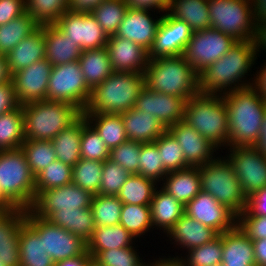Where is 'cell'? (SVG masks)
I'll return each instance as SVG.
<instances>
[{
    "label": "cell",
    "instance_id": "obj_1",
    "mask_svg": "<svg viewBox=\"0 0 266 266\" xmlns=\"http://www.w3.org/2000/svg\"><path fill=\"white\" fill-rule=\"evenodd\" d=\"M256 58L253 39L237 41L219 60L199 74L200 93L223 95L251 86L243 78L250 72Z\"/></svg>",
    "mask_w": 266,
    "mask_h": 266
},
{
    "label": "cell",
    "instance_id": "obj_2",
    "mask_svg": "<svg viewBox=\"0 0 266 266\" xmlns=\"http://www.w3.org/2000/svg\"><path fill=\"white\" fill-rule=\"evenodd\" d=\"M222 96L228 115V147L255 146L260 138L266 102L252 86Z\"/></svg>",
    "mask_w": 266,
    "mask_h": 266
},
{
    "label": "cell",
    "instance_id": "obj_3",
    "mask_svg": "<svg viewBox=\"0 0 266 266\" xmlns=\"http://www.w3.org/2000/svg\"><path fill=\"white\" fill-rule=\"evenodd\" d=\"M144 78L148 89L186 101L200 93L199 74L182 55L149 60Z\"/></svg>",
    "mask_w": 266,
    "mask_h": 266
},
{
    "label": "cell",
    "instance_id": "obj_4",
    "mask_svg": "<svg viewBox=\"0 0 266 266\" xmlns=\"http://www.w3.org/2000/svg\"><path fill=\"white\" fill-rule=\"evenodd\" d=\"M144 87V73L113 72L91 90L82 114H122L134 107Z\"/></svg>",
    "mask_w": 266,
    "mask_h": 266
},
{
    "label": "cell",
    "instance_id": "obj_5",
    "mask_svg": "<svg viewBox=\"0 0 266 266\" xmlns=\"http://www.w3.org/2000/svg\"><path fill=\"white\" fill-rule=\"evenodd\" d=\"M184 122L217 149L228 146V115L222 95L199 93L191 97L186 101Z\"/></svg>",
    "mask_w": 266,
    "mask_h": 266
},
{
    "label": "cell",
    "instance_id": "obj_6",
    "mask_svg": "<svg viewBox=\"0 0 266 266\" xmlns=\"http://www.w3.org/2000/svg\"><path fill=\"white\" fill-rule=\"evenodd\" d=\"M21 106L25 140L51 141L82 115L77 107L61 101L43 100Z\"/></svg>",
    "mask_w": 266,
    "mask_h": 266
},
{
    "label": "cell",
    "instance_id": "obj_7",
    "mask_svg": "<svg viewBox=\"0 0 266 266\" xmlns=\"http://www.w3.org/2000/svg\"><path fill=\"white\" fill-rule=\"evenodd\" d=\"M0 186L15 207L30 209L35 200V176L21 148L0 151Z\"/></svg>",
    "mask_w": 266,
    "mask_h": 266
},
{
    "label": "cell",
    "instance_id": "obj_8",
    "mask_svg": "<svg viewBox=\"0 0 266 266\" xmlns=\"http://www.w3.org/2000/svg\"><path fill=\"white\" fill-rule=\"evenodd\" d=\"M222 156L199 167L201 190L212 195L237 217L245 210L247 196L232 165Z\"/></svg>",
    "mask_w": 266,
    "mask_h": 266
},
{
    "label": "cell",
    "instance_id": "obj_9",
    "mask_svg": "<svg viewBox=\"0 0 266 266\" xmlns=\"http://www.w3.org/2000/svg\"><path fill=\"white\" fill-rule=\"evenodd\" d=\"M210 28L231 36L236 41L254 38V21L251 0H208Z\"/></svg>",
    "mask_w": 266,
    "mask_h": 266
},
{
    "label": "cell",
    "instance_id": "obj_10",
    "mask_svg": "<svg viewBox=\"0 0 266 266\" xmlns=\"http://www.w3.org/2000/svg\"><path fill=\"white\" fill-rule=\"evenodd\" d=\"M91 90L85 83L79 61L55 65L47 88V100L72 104L81 112L85 109Z\"/></svg>",
    "mask_w": 266,
    "mask_h": 266
},
{
    "label": "cell",
    "instance_id": "obj_11",
    "mask_svg": "<svg viewBox=\"0 0 266 266\" xmlns=\"http://www.w3.org/2000/svg\"><path fill=\"white\" fill-rule=\"evenodd\" d=\"M25 221L42 237L44 251L54 262L83 254L87 242L46 218L27 211Z\"/></svg>",
    "mask_w": 266,
    "mask_h": 266
},
{
    "label": "cell",
    "instance_id": "obj_12",
    "mask_svg": "<svg viewBox=\"0 0 266 266\" xmlns=\"http://www.w3.org/2000/svg\"><path fill=\"white\" fill-rule=\"evenodd\" d=\"M231 36L212 28L193 31L182 56L200 74L236 43Z\"/></svg>",
    "mask_w": 266,
    "mask_h": 266
},
{
    "label": "cell",
    "instance_id": "obj_13",
    "mask_svg": "<svg viewBox=\"0 0 266 266\" xmlns=\"http://www.w3.org/2000/svg\"><path fill=\"white\" fill-rule=\"evenodd\" d=\"M226 156L232 165L244 194L248 197L257 190L266 187V156L255 146H237L228 148Z\"/></svg>",
    "mask_w": 266,
    "mask_h": 266
},
{
    "label": "cell",
    "instance_id": "obj_14",
    "mask_svg": "<svg viewBox=\"0 0 266 266\" xmlns=\"http://www.w3.org/2000/svg\"><path fill=\"white\" fill-rule=\"evenodd\" d=\"M93 194L74 183L39 192L30 207V211L42 218H47L55 211H78L91 208Z\"/></svg>",
    "mask_w": 266,
    "mask_h": 266
},
{
    "label": "cell",
    "instance_id": "obj_15",
    "mask_svg": "<svg viewBox=\"0 0 266 266\" xmlns=\"http://www.w3.org/2000/svg\"><path fill=\"white\" fill-rule=\"evenodd\" d=\"M54 24L82 50L99 49L107 44L109 36L91 13L67 11Z\"/></svg>",
    "mask_w": 266,
    "mask_h": 266
},
{
    "label": "cell",
    "instance_id": "obj_16",
    "mask_svg": "<svg viewBox=\"0 0 266 266\" xmlns=\"http://www.w3.org/2000/svg\"><path fill=\"white\" fill-rule=\"evenodd\" d=\"M53 66L47 59L11 75L15 97L19 105L47 100V88Z\"/></svg>",
    "mask_w": 266,
    "mask_h": 266
},
{
    "label": "cell",
    "instance_id": "obj_17",
    "mask_svg": "<svg viewBox=\"0 0 266 266\" xmlns=\"http://www.w3.org/2000/svg\"><path fill=\"white\" fill-rule=\"evenodd\" d=\"M192 35L193 30L189 24L166 12L162 15L154 43L149 50V60L182 55Z\"/></svg>",
    "mask_w": 266,
    "mask_h": 266
},
{
    "label": "cell",
    "instance_id": "obj_18",
    "mask_svg": "<svg viewBox=\"0 0 266 266\" xmlns=\"http://www.w3.org/2000/svg\"><path fill=\"white\" fill-rule=\"evenodd\" d=\"M185 214L219 234L237 225V216L212 195L202 190L185 205Z\"/></svg>",
    "mask_w": 266,
    "mask_h": 266
},
{
    "label": "cell",
    "instance_id": "obj_19",
    "mask_svg": "<svg viewBox=\"0 0 266 266\" xmlns=\"http://www.w3.org/2000/svg\"><path fill=\"white\" fill-rule=\"evenodd\" d=\"M185 105L184 98L155 92L145 86L133 108L155 116L168 128L184 121Z\"/></svg>",
    "mask_w": 266,
    "mask_h": 266
},
{
    "label": "cell",
    "instance_id": "obj_20",
    "mask_svg": "<svg viewBox=\"0 0 266 266\" xmlns=\"http://www.w3.org/2000/svg\"><path fill=\"white\" fill-rule=\"evenodd\" d=\"M107 49L114 72L144 73L149 62V51L126 38L108 37Z\"/></svg>",
    "mask_w": 266,
    "mask_h": 266
},
{
    "label": "cell",
    "instance_id": "obj_21",
    "mask_svg": "<svg viewBox=\"0 0 266 266\" xmlns=\"http://www.w3.org/2000/svg\"><path fill=\"white\" fill-rule=\"evenodd\" d=\"M182 148L186 163L190 167H201L215 159L218 150L186 122L180 121L167 128Z\"/></svg>",
    "mask_w": 266,
    "mask_h": 266
},
{
    "label": "cell",
    "instance_id": "obj_22",
    "mask_svg": "<svg viewBox=\"0 0 266 266\" xmlns=\"http://www.w3.org/2000/svg\"><path fill=\"white\" fill-rule=\"evenodd\" d=\"M149 10L127 9L116 36L126 38L150 50L162 19H153Z\"/></svg>",
    "mask_w": 266,
    "mask_h": 266
},
{
    "label": "cell",
    "instance_id": "obj_23",
    "mask_svg": "<svg viewBox=\"0 0 266 266\" xmlns=\"http://www.w3.org/2000/svg\"><path fill=\"white\" fill-rule=\"evenodd\" d=\"M27 209L0 211V259L6 266H20L19 233Z\"/></svg>",
    "mask_w": 266,
    "mask_h": 266
},
{
    "label": "cell",
    "instance_id": "obj_24",
    "mask_svg": "<svg viewBox=\"0 0 266 266\" xmlns=\"http://www.w3.org/2000/svg\"><path fill=\"white\" fill-rule=\"evenodd\" d=\"M166 234L169 239L172 238L170 241L175 240L172 243L180 245V248L187 251L212 242L219 236L217 231L206 227L204 224L187 216L185 213Z\"/></svg>",
    "mask_w": 266,
    "mask_h": 266
},
{
    "label": "cell",
    "instance_id": "obj_25",
    "mask_svg": "<svg viewBox=\"0 0 266 266\" xmlns=\"http://www.w3.org/2000/svg\"><path fill=\"white\" fill-rule=\"evenodd\" d=\"M222 266H256L252 240L236 225L222 233Z\"/></svg>",
    "mask_w": 266,
    "mask_h": 266
},
{
    "label": "cell",
    "instance_id": "obj_26",
    "mask_svg": "<svg viewBox=\"0 0 266 266\" xmlns=\"http://www.w3.org/2000/svg\"><path fill=\"white\" fill-rule=\"evenodd\" d=\"M45 49L43 25H40L6 55L9 74L12 75L36 61L45 59Z\"/></svg>",
    "mask_w": 266,
    "mask_h": 266
},
{
    "label": "cell",
    "instance_id": "obj_27",
    "mask_svg": "<svg viewBox=\"0 0 266 266\" xmlns=\"http://www.w3.org/2000/svg\"><path fill=\"white\" fill-rule=\"evenodd\" d=\"M45 38V59L52 66L79 61L82 49L55 24H43Z\"/></svg>",
    "mask_w": 266,
    "mask_h": 266
},
{
    "label": "cell",
    "instance_id": "obj_28",
    "mask_svg": "<svg viewBox=\"0 0 266 266\" xmlns=\"http://www.w3.org/2000/svg\"><path fill=\"white\" fill-rule=\"evenodd\" d=\"M121 117L130 141L151 143L167 130L155 116L134 108L122 113Z\"/></svg>",
    "mask_w": 266,
    "mask_h": 266
},
{
    "label": "cell",
    "instance_id": "obj_29",
    "mask_svg": "<svg viewBox=\"0 0 266 266\" xmlns=\"http://www.w3.org/2000/svg\"><path fill=\"white\" fill-rule=\"evenodd\" d=\"M162 188L184 206L201 191L199 167L168 172Z\"/></svg>",
    "mask_w": 266,
    "mask_h": 266
},
{
    "label": "cell",
    "instance_id": "obj_30",
    "mask_svg": "<svg viewBox=\"0 0 266 266\" xmlns=\"http://www.w3.org/2000/svg\"><path fill=\"white\" fill-rule=\"evenodd\" d=\"M150 210L153 228H160L167 233L185 213V206L161 188L155 190Z\"/></svg>",
    "mask_w": 266,
    "mask_h": 266
},
{
    "label": "cell",
    "instance_id": "obj_31",
    "mask_svg": "<svg viewBox=\"0 0 266 266\" xmlns=\"http://www.w3.org/2000/svg\"><path fill=\"white\" fill-rule=\"evenodd\" d=\"M86 121L82 114L73 124L63 129L51 140L56 158L71 167L81 159L82 125Z\"/></svg>",
    "mask_w": 266,
    "mask_h": 266
},
{
    "label": "cell",
    "instance_id": "obj_32",
    "mask_svg": "<svg viewBox=\"0 0 266 266\" xmlns=\"http://www.w3.org/2000/svg\"><path fill=\"white\" fill-rule=\"evenodd\" d=\"M167 13L189 24L193 31L211 26L208 0H169Z\"/></svg>",
    "mask_w": 266,
    "mask_h": 266
},
{
    "label": "cell",
    "instance_id": "obj_33",
    "mask_svg": "<svg viewBox=\"0 0 266 266\" xmlns=\"http://www.w3.org/2000/svg\"><path fill=\"white\" fill-rule=\"evenodd\" d=\"M79 65L90 90L101 84L114 71L105 47L82 50Z\"/></svg>",
    "mask_w": 266,
    "mask_h": 266
},
{
    "label": "cell",
    "instance_id": "obj_34",
    "mask_svg": "<svg viewBox=\"0 0 266 266\" xmlns=\"http://www.w3.org/2000/svg\"><path fill=\"white\" fill-rule=\"evenodd\" d=\"M134 238L122 225L95 227L87 241V252L93 259L100 251L132 247Z\"/></svg>",
    "mask_w": 266,
    "mask_h": 266
},
{
    "label": "cell",
    "instance_id": "obj_35",
    "mask_svg": "<svg viewBox=\"0 0 266 266\" xmlns=\"http://www.w3.org/2000/svg\"><path fill=\"white\" fill-rule=\"evenodd\" d=\"M20 266H54L44 251L42 237L25 221L19 233Z\"/></svg>",
    "mask_w": 266,
    "mask_h": 266
},
{
    "label": "cell",
    "instance_id": "obj_36",
    "mask_svg": "<svg viewBox=\"0 0 266 266\" xmlns=\"http://www.w3.org/2000/svg\"><path fill=\"white\" fill-rule=\"evenodd\" d=\"M46 219L72 234L80 236L86 242L91 238L95 229L91 208H82L78 211H55Z\"/></svg>",
    "mask_w": 266,
    "mask_h": 266
},
{
    "label": "cell",
    "instance_id": "obj_37",
    "mask_svg": "<svg viewBox=\"0 0 266 266\" xmlns=\"http://www.w3.org/2000/svg\"><path fill=\"white\" fill-rule=\"evenodd\" d=\"M109 150L128 140L121 114H83Z\"/></svg>",
    "mask_w": 266,
    "mask_h": 266
},
{
    "label": "cell",
    "instance_id": "obj_38",
    "mask_svg": "<svg viewBox=\"0 0 266 266\" xmlns=\"http://www.w3.org/2000/svg\"><path fill=\"white\" fill-rule=\"evenodd\" d=\"M40 25L25 12L19 17L0 26V55H7L15 46Z\"/></svg>",
    "mask_w": 266,
    "mask_h": 266
},
{
    "label": "cell",
    "instance_id": "obj_39",
    "mask_svg": "<svg viewBox=\"0 0 266 266\" xmlns=\"http://www.w3.org/2000/svg\"><path fill=\"white\" fill-rule=\"evenodd\" d=\"M157 189L154 180L139 174H130L116 196L123 204L150 205Z\"/></svg>",
    "mask_w": 266,
    "mask_h": 266
},
{
    "label": "cell",
    "instance_id": "obj_40",
    "mask_svg": "<svg viewBox=\"0 0 266 266\" xmlns=\"http://www.w3.org/2000/svg\"><path fill=\"white\" fill-rule=\"evenodd\" d=\"M25 141L22 106L0 115V151L21 148Z\"/></svg>",
    "mask_w": 266,
    "mask_h": 266
},
{
    "label": "cell",
    "instance_id": "obj_41",
    "mask_svg": "<svg viewBox=\"0 0 266 266\" xmlns=\"http://www.w3.org/2000/svg\"><path fill=\"white\" fill-rule=\"evenodd\" d=\"M119 224L134 238H140L153 227L150 205L123 204Z\"/></svg>",
    "mask_w": 266,
    "mask_h": 266
},
{
    "label": "cell",
    "instance_id": "obj_42",
    "mask_svg": "<svg viewBox=\"0 0 266 266\" xmlns=\"http://www.w3.org/2000/svg\"><path fill=\"white\" fill-rule=\"evenodd\" d=\"M128 9L125 0H105L91 11L103 31L112 36L118 31Z\"/></svg>",
    "mask_w": 266,
    "mask_h": 266
},
{
    "label": "cell",
    "instance_id": "obj_43",
    "mask_svg": "<svg viewBox=\"0 0 266 266\" xmlns=\"http://www.w3.org/2000/svg\"><path fill=\"white\" fill-rule=\"evenodd\" d=\"M122 205L117 196L94 194L91 209L95 227L119 224Z\"/></svg>",
    "mask_w": 266,
    "mask_h": 266
},
{
    "label": "cell",
    "instance_id": "obj_44",
    "mask_svg": "<svg viewBox=\"0 0 266 266\" xmlns=\"http://www.w3.org/2000/svg\"><path fill=\"white\" fill-rule=\"evenodd\" d=\"M72 183V167L54 160L35 176V196L42 191Z\"/></svg>",
    "mask_w": 266,
    "mask_h": 266
},
{
    "label": "cell",
    "instance_id": "obj_45",
    "mask_svg": "<svg viewBox=\"0 0 266 266\" xmlns=\"http://www.w3.org/2000/svg\"><path fill=\"white\" fill-rule=\"evenodd\" d=\"M102 170L103 162L81 158L72 167V183L93 195L99 194Z\"/></svg>",
    "mask_w": 266,
    "mask_h": 266
},
{
    "label": "cell",
    "instance_id": "obj_46",
    "mask_svg": "<svg viewBox=\"0 0 266 266\" xmlns=\"http://www.w3.org/2000/svg\"><path fill=\"white\" fill-rule=\"evenodd\" d=\"M21 149L34 176L57 160L52 142L48 140H25Z\"/></svg>",
    "mask_w": 266,
    "mask_h": 266
},
{
    "label": "cell",
    "instance_id": "obj_47",
    "mask_svg": "<svg viewBox=\"0 0 266 266\" xmlns=\"http://www.w3.org/2000/svg\"><path fill=\"white\" fill-rule=\"evenodd\" d=\"M188 255L173 257L178 259L183 266H214L222 262V234L212 242L195 247L187 251ZM187 257V258H186Z\"/></svg>",
    "mask_w": 266,
    "mask_h": 266
},
{
    "label": "cell",
    "instance_id": "obj_48",
    "mask_svg": "<svg viewBox=\"0 0 266 266\" xmlns=\"http://www.w3.org/2000/svg\"><path fill=\"white\" fill-rule=\"evenodd\" d=\"M26 12L39 24H54L69 11V0H25Z\"/></svg>",
    "mask_w": 266,
    "mask_h": 266
},
{
    "label": "cell",
    "instance_id": "obj_49",
    "mask_svg": "<svg viewBox=\"0 0 266 266\" xmlns=\"http://www.w3.org/2000/svg\"><path fill=\"white\" fill-rule=\"evenodd\" d=\"M154 143L158 147L161 162L168 172L184 170L190 167L186 163L182 148L168 130L159 136Z\"/></svg>",
    "mask_w": 266,
    "mask_h": 266
},
{
    "label": "cell",
    "instance_id": "obj_50",
    "mask_svg": "<svg viewBox=\"0 0 266 266\" xmlns=\"http://www.w3.org/2000/svg\"><path fill=\"white\" fill-rule=\"evenodd\" d=\"M139 160V175L152 179L156 183H161L168 174L161 162L158 147L154 142L141 144Z\"/></svg>",
    "mask_w": 266,
    "mask_h": 266
},
{
    "label": "cell",
    "instance_id": "obj_51",
    "mask_svg": "<svg viewBox=\"0 0 266 266\" xmlns=\"http://www.w3.org/2000/svg\"><path fill=\"white\" fill-rule=\"evenodd\" d=\"M81 158L104 162L110 157V150L96 130L86 121L82 125Z\"/></svg>",
    "mask_w": 266,
    "mask_h": 266
},
{
    "label": "cell",
    "instance_id": "obj_52",
    "mask_svg": "<svg viewBox=\"0 0 266 266\" xmlns=\"http://www.w3.org/2000/svg\"><path fill=\"white\" fill-rule=\"evenodd\" d=\"M134 247H123L100 251L92 260L99 266H143Z\"/></svg>",
    "mask_w": 266,
    "mask_h": 266
},
{
    "label": "cell",
    "instance_id": "obj_53",
    "mask_svg": "<svg viewBox=\"0 0 266 266\" xmlns=\"http://www.w3.org/2000/svg\"><path fill=\"white\" fill-rule=\"evenodd\" d=\"M141 144L138 141L127 140L110 150L109 159L119 164L130 174H138Z\"/></svg>",
    "mask_w": 266,
    "mask_h": 266
},
{
    "label": "cell",
    "instance_id": "obj_54",
    "mask_svg": "<svg viewBox=\"0 0 266 266\" xmlns=\"http://www.w3.org/2000/svg\"><path fill=\"white\" fill-rule=\"evenodd\" d=\"M130 173L119 164L107 159L103 162L99 194L116 196Z\"/></svg>",
    "mask_w": 266,
    "mask_h": 266
},
{
    "label": "cell",
    "instance_id": "obj_55",
    "mask_svg": "<svg viewBox=\"0 0 266 266\" xmlns=\"http://www.w3.org/2000/svg\"><path fill=\"white\" fill-rule=\"evenodd\" d=\"M237 225L251 240L266 238L265 216H238Z\"/></svg>",
    "mask_w": 266,
    "mask_h": 266
},
{
    "label": "cell",
    "instance_id": "obj_56",
    "mask_svg": "<svg viewBox=\"0 0 266 266\" xmlns=\"http://www.w3.org/2000/svg\"><path fill=\"white\" fill-rule=\"evenodd\" d=\"M239 216L266 217V187L247 197L246 208Z\"/></svg>",
    "mask_w": 266,
    "mask_h": 266
},
{
    "label": "cell",
    "instance_id": "obj_57",
    "mask_svg": "<svg viewBox=\"0 0 266 266\" xmlns=\"http://www.w3.org/2000/svg\"><path fill=\"white\" fill-rule=\"evenodd\" d=\"M26 12L25 0H0V26Z\"/></svg>",
    "mask_w": 266,
    "mask_h": 266
},
{
    "label": "cell",
    "instance_id": "obj_58",
    "mask_svg": "<svg viewBox=\"0 0 266 266\" xmlns=\"http://www.w3.org/2000/svg\"><path fill=\"white\" fill-rule=\"evenodd\" d=\"M18 106L12 81L0 84V115L10 112Z\"/></svg>",
    "mask_w": 266,
    "mask_h": 266
},
{
    "label": "cell",
    "instance_id": "obj_59",
    "mask_svg": "<svg viewBox=\"0 0 266 266\" xmlns=\"http://www.w3.org/2000/svg\"><path fill=\"white\" fill-rule=\"evenodd\" d=\"M129 9L139 10H159L158 12H167L169 0H125ZM165 11V12H164Z\"/></svg>",
    "mask_w": 266,
    "mask_h": 266
},
{
    "label": "cell",
    "instance_id": "obj_60",
    "mask_svg": "<svg viewBox=\"0 0 266 266\" xmlns=\"http://www.w3.org/2000/svg\"><path fill=\"white\" fill-rule=\"evenodd\" d=\"M105 0H69V11L75 13H91Z\"/></svg>",
    "mask_w": 266,
    "mask_h": 266
},
{
    "label": "cell",
    "instance_id": "obj_61",
    "mask_svg": "<svg viewBox=\"0 0 266 266\" xmlns=\"http://www.w3.org/2000/svg\"><path fill=\"white\" fill-rule=\"evenodd\" d=\"M254 80L251 82V86L258 92L260 97L266 102V62L264 67L261 66L259 72H256Z\"/></svg>",
    "mask_w": 266,
    "mask_h": 266
},
{
    "label": "cell",
    "instance_id": "obj_62",
    "mask_svg": "<svg viewBox=\"0 0 266 266\" xmlns=\"http://www.w3.org/2000/svg\"><path fill=\"white\" fill-rule=\"evenodd\" d=\"M253 41L256 54L259 56V49L266 50V21L256 23Z\"/></svg>",
    "mask_w": 266,
    "mask_h": 266
},
{
    "label": "cell",
    "instance_id": "obj_63",
    "mask_svg": "<svg viewBox=\"0 0 266 266\" xmlns=\"http://www.w3.org/2000/svg\"><path fill=\"white\" fill-rule=\"evenodd\" d=\"M91 260V256L86 250L81 255L54 262V266H88Z\"/></svg>",
    "mask_w": 266,
    "mask_h": 266
},
{
    "label": "cell",
    "instance_id": "obj_64",
    "mask_svg": "<svg viewBox=\"0 0 266 266\" xmlns=\"http://www.w3.org/2000/svg\"><path fill=\"white\" fill-rule=\"evenodd\" d=\"M256 266H266V238L252 240Z\"/></svg>",
    "mask_w": 266,
    "mask_h": 266
},
{
    "label": "cell",
    "instance_id": "obj_65",
    "mask_svg": "<svg viewBox=\"0 0 266 266\" xmlns=\"http://www.w3.org/2000/svg\"><path fill=\"white\" fill-rule=\"evenodd\" d=\"M255 23L266 21V0H251Z\"/></svg>",
    "mask_w": 266,
    "mask_h": 266
},
{
    "label": "cell",
    "instance_id": "obj_66",
    "mask_svg": "<svg viewBox=\"0 0 266 266\" xmlns=\"http://www.w3.org/2000/svg\"><path fill=\"white\" fill-rule=\"evenodd\" d=\"M255 147L266 156V111L264 115V119L262 121V128L260 133V138L258 143L255 145Z\"/></svg>",
    "mask_w": 266,
    "mask_h": 266
},
{
    "label": "cell",
    "instance_id": "obj_67",
    "mask_svg": "<svg viewBox=\"0 0 266 266\" xmlns=\"http://www.w3.org/2000/svg\"><path fill=\"white\" fill-rule=\"evenodd\" d=\"M11 80L5 55H0V84Z\"/></svg>",
    "mask_w": 266,
    "mask_h": 266
},
{
    "label": "cell",
    "instance_id": "obj_68",
    "mask_svg": "<svg viewBox=\"0 0 266 266\" xmlns=\"http://www.w3.org/2000/svg\"><path fill=\"white\" fill-rule=\"evenodd\" d=\"M158 266H183V264L178 259L169 258H160L158 259Z\"/></svg>",
    "mask_w": 266,
    "mask_h": 266
},
{
    "label": "cell",
    "instance_id": "obj_69",
    "mask_svg": "<svg viewBox=\"0 0 266 266\" xmlns=\"http://www.w3.org/2000/svg\"><path fill=\"white\" fill-rule=\"evenodd\" d=\"M13 208H15V206L3 195L0 186V211L11 210Z\"/></svg>",
    "mask_w": 266,
    "mask_h": 266
},
{
    "label": "cell",
    "instance_id": "obj_70",
    "mask_svg": "<svg viewBox=\"0 0 266 266\" xmlns=\"http://www.w3.org/2000/svg\"><path fill=\"white\" fill-rule=\"evenodd\" d=\"M143 266H158V260H155V262L152 263L151 262L149 263L148 261V263L147 264L145 263Z\"/></svg>",
    "mask_w": 266,
    "mask_h": 266
},
{
    "label": "cell",
    "instance_id": "obj_71",
    "mask_svg": "<svg viewBox=\"0 0 266 266\" xmlns=\"http://www.w3.org/2000/svg\"><path fill=\"white\" fill-rule=\"evenodd\" d=\"M90 266H99L98 264H96L93 260L90 261Z\"/></svg>",
    "mask_w": 266,
    "mask_h": 266
},
{
    "label": "cell",
    "instance_id": "obj_72",
    "mask_svg": "<svg viewBox=\"0 0 266 266\" xmlns=\"http://www.w3.org/2000/svg\"><path fill=\"white\" fill-rule=\"evenodd\" d=\"M0 266H6V265L4 264V261H2L1 259H0Z\"/></svg>",
    "mask_w": 266,
    "mask_h": 266
}]
</instances>
